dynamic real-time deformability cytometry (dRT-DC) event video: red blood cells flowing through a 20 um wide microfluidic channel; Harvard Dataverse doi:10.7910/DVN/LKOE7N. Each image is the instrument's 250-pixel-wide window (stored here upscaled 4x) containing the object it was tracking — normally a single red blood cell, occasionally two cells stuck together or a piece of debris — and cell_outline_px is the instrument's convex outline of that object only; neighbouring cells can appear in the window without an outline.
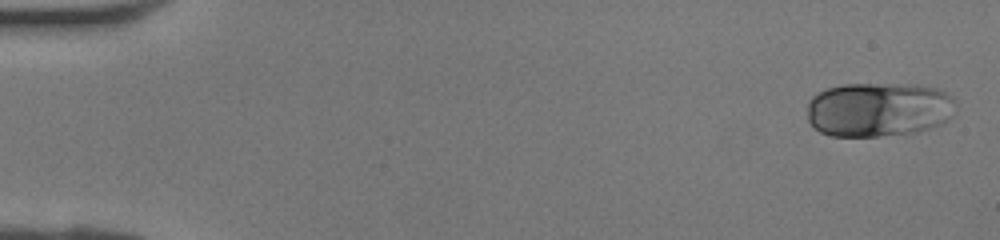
{"species": "human", "species_latin": "Homo sapiens", "temperature_condition": "room temperature", "stored_images_in_passage": 40, "camera_frame_rate_fps": 3000, "um_per_image_px": 0.085, "donor": {"sex": "female"}, "frame": {"image": 1, "passage_image": 1, "time_ms": 0.0, "image_size_px": [1000, 240], "cell_outline_px": [[956, 104], [952, 116], [948, 120], [940, 124], [916, 132], [880, 136], [832, 136], [820, 132], [808, 120], [808, 100], [812, 96], [828, 88], [844, 84], [920, 84], [936, 88], [952, 96], [956, 100]], "centroid_in_image_um": [74.71, 9.29], "position_along_channel_um": 10.3, "area_um2": 47.45}}
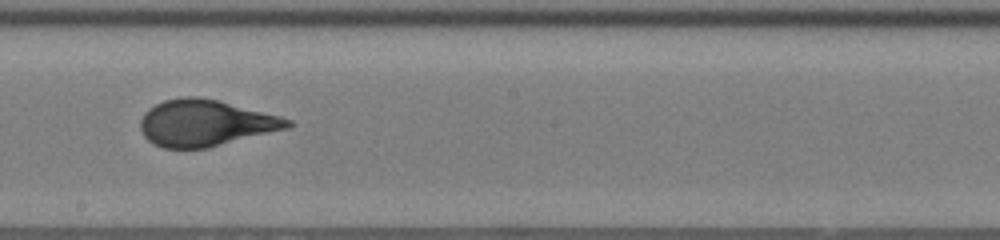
{"frame": {"image": 2, "passage_image": 23, "time_ms": 7.333, "image_size_px": [1000, 240], "cell_outline_px": [[292, 124], [288, 128], [208, 148], [164, 148], [152, 144], [144, 136], [140, 128], [140, 120], [144, 112], [148, 108], [164, 100], [184, 96], [196, 96], [220, 100], [280, 116], [292, 120]], "centroid_in_image_um": [17.43, 10.45], "position_along_channel_um": 230.8, "area_um2": 39.94}}
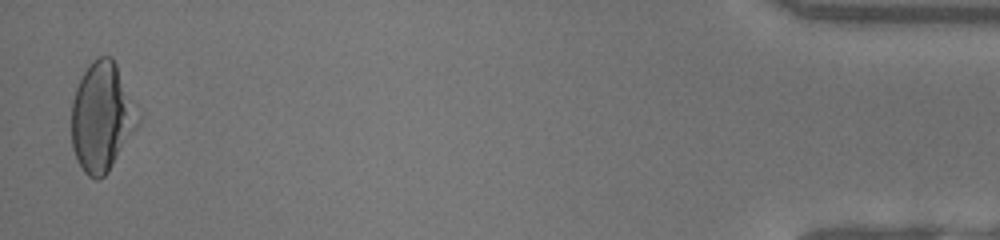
{"frame": {"image": 3, "passage_image": 40, "time_ms": 13.0, "image_size_px": [1000, 240], "cell_outline_px": [[140, 124], [108, 172], [100, 180], [96, 180], [88, 176], [84, 172], [76, 160], [72, 148], [72, 100], [76, 88], [88, 64], [92, 60], [100, 56], [112, 56], [116, 64], [140, 116]], "centroid_in_image_um": [8.65, 9.98], "position_along_channel_um": 426.5, "area_um2": 42.31}}